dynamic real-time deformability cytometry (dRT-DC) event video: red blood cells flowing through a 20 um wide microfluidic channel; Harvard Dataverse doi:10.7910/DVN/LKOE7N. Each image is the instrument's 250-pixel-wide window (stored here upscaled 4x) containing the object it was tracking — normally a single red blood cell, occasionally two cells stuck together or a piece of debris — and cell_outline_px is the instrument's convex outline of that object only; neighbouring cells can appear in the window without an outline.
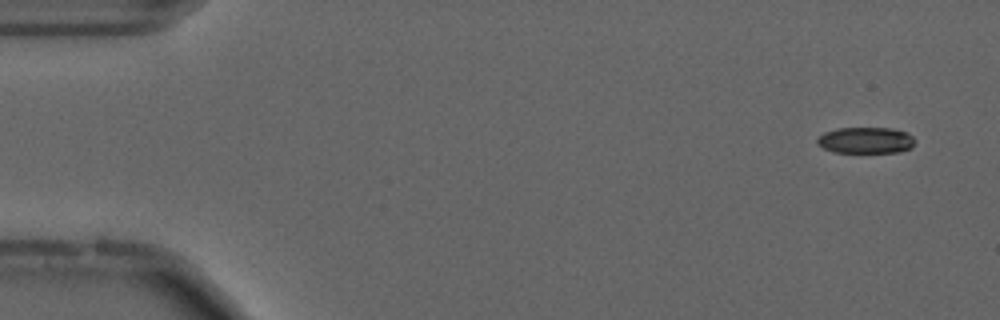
{"species": "common noctule bat (a hibernating species)", "species_latin": "Nyctalus noctula", "temperature_condition": "cold", "stored_images_in_passage": 55, "camera_frame_rate_fps": 3000, "um_per_image_px": 0.085, "animal": {"sex": "male", "forearm_length_mm": 52.5}, "frame": {"image": 1, "passage_image": 3, "time_ms": 0.667, "image_size_px": [1000, 320], "cell_outline_px": [[916, 140], [912, 148], [900, 152], [832, 152], [816, 144], [816, 140], [824, 132], [836, 128], [892, 128], [908, 132]], "centroid_in_image_um": [73.61, 11.92], "position_along_channel_um": 11.4, "area_um2": 15.14}}
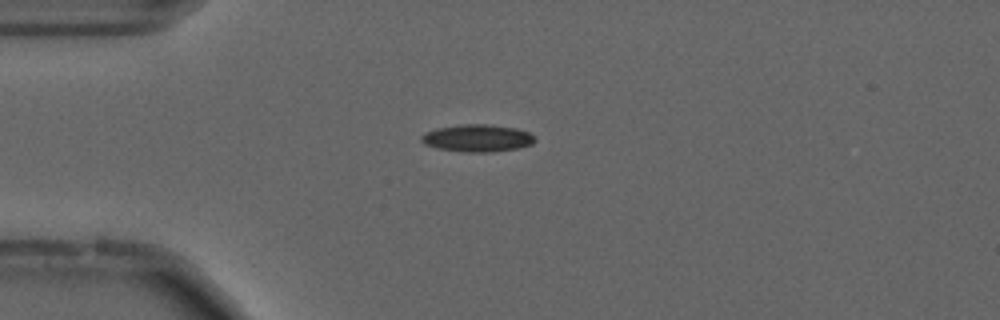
{"frame": {"image": 2, "passage_image": 14, "time_ms": 4.333, "image_size_px": [1000, 320], "cell_outline_px": [[536, 140], [532, 144], [520, 148], [492, 152], [464, 152], [440, 148], [424, 144], [420, 140], [420, 136], [424, 132], [436, 128], [460, 124], [484, 124], [516, 128], [528, 132], [536, 136]], "centroid_in_image_um": [40.59, 11.74], "position_along_channel_um": 44.4, "area_um2": 18.21}}
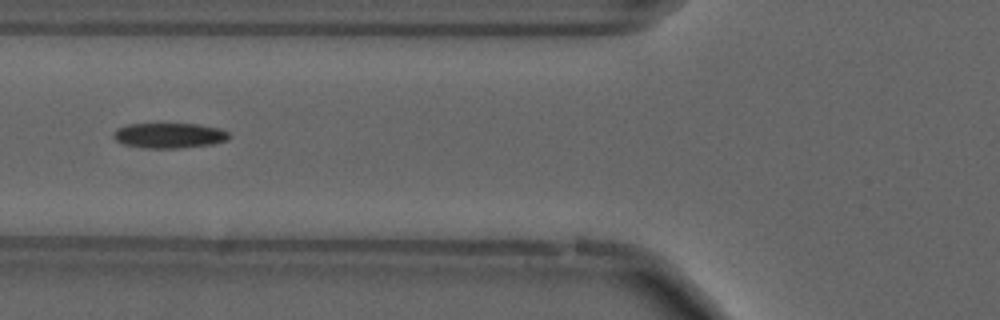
{"frame": {"image": 3, "passage_image": 21, "time_ms": 6.667, "image_size_px": [1000, 320], "cell_outline_px": [[232, 136], [228, 140], [212, 144], [180, 148], [144, 148], [120, 144], [112, 136], [116, 128], [128, 124], [200, 124], [220, 128], [228, 132]], "centroid_in_image_um": [14.39, 11.52], "position_along_channel_um": 111.4, "area_um2": 17.22}, "authors_computed_cell_mechanics": {"area_um2": 16.473, "velocity_mm_per_s": 3.7113, "shape_relaxation_time_tau1_ms": 7.374, "shape_relaxation_time_tau2_ms": 5.5507, "deformation_change_tau1": 0.1658, "deformation_change_tau2": 0.12}}